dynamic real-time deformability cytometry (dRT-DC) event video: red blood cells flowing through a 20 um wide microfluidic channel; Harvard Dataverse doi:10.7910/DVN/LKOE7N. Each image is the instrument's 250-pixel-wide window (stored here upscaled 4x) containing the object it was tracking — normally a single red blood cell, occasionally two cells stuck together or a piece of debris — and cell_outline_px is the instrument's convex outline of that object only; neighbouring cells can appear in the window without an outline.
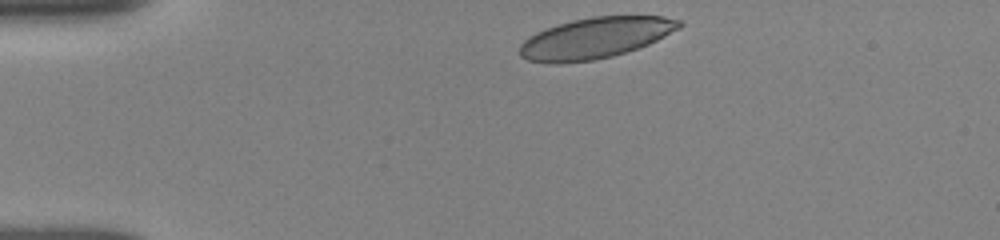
{"species": "human", "species_latin": "Homo sapiens", "temperature_condition": "room temperature", "stored_images_in_passage": 21, "camera_frame_rate_fps": 3000, "um_per_image_px": 0.085, "donor": {"sex": "female"}, "frame": {"image": 1, "passage_image": 1, "time_ms": 0.0, "image_size_px": [1000, 240], "cell_outline_px": [[684, 24], [680, 28], [648, 44], [612, 56], [592, 60], [560, 64], [548, 64], [528, 60], [520, 56], [520, 44], [524, 40], [536, 32], [572, 20], [592, 16], [664, 16], [680, 20]], "centroid_in_image_um": [50.59, 3.23], "position_along_channel_um": 34.4, "area_um2": 37.92}}
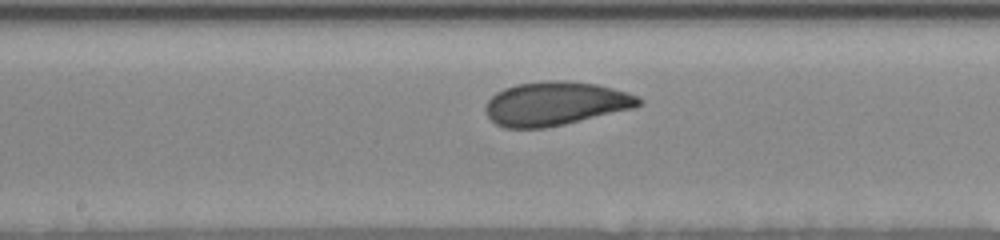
{"frame": {"image": 2, "passage_image": 12, "time_ms": 5.667, "image_size_px": [1000, 240], "cell_outline_px": [[644, 104], [636, 108], [564, 124], [544, 128], [504, 128], [496, 124], [484, 112], [484, 108], [488, 100], [496, 92], [504, 88], [516, 84], [548, 80], [568, 80], [596, 84], [628, 92], [640, 96], [644, 100]], "centroid_in_image_um": [47.25, 8.8], "position_along_channel_um": 201.0, "area_um2": 39.54}}
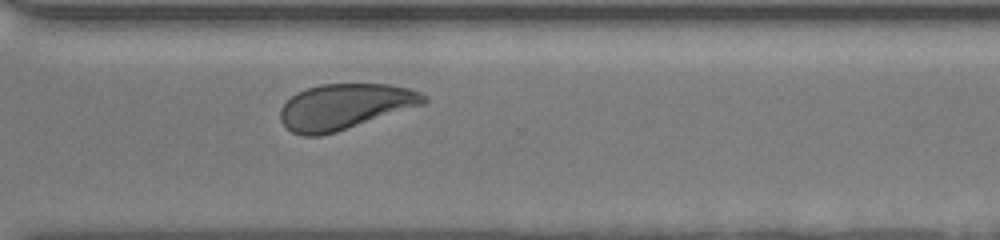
{"frame": {"image": 3, "passage_image": 21, "time_ms": 9.333, "image_size_px": [1000, 240], "cell_outline_px": [[428, 100], [424, 104], [336, 132], [320, 136], [304, 136], [292, 132], [280, 120], [280, 108], [296, 92], [320, 84], [388, 84], [408, 88], [420, 92], [428, 96]], "centroid_in_image_um": [29.31, 9.06], "position_along_channel_um": 341.3, "area_um2": 37.97}}